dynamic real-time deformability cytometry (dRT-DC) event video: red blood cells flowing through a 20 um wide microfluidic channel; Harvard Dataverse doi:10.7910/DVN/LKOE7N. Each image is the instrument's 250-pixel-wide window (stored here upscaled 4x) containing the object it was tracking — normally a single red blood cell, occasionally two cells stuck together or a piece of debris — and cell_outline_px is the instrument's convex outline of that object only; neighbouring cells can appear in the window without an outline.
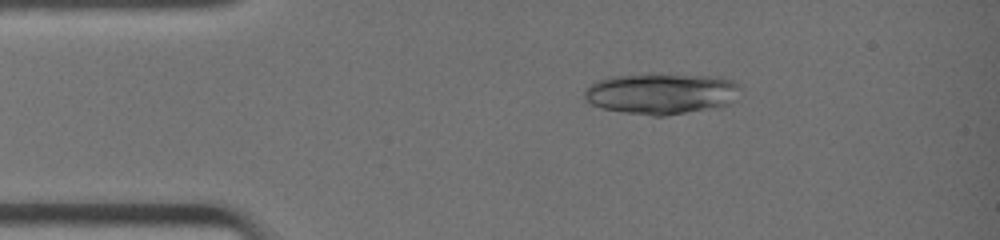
{"species": "common noctule bat (a hibernating species)", "species_latin": "Nyctalus noctula", "temperature_condition": "warm", "stored_images_in_passage": 40, "camera_frame_rate_fps": 3000, "um_per_image_px": 0.085, "animal": {"sex": "female", "body_mass_g": 19.0, "forearm_length_mm": 51.5}, "frame": {"image": 1, "passage_image": 7, "time_ms": 2.0, "image_size_px": [1000, 240], "cell_outline_px": [[736, 88], [728, 104], [664, 116], [652, 116], [624, 112], [604, 108], [592, 104], [584, 100], [584, 92], [596, 80], [612, 76], [652, 72], [716, 76], [732, 80], [736, 84]], "centroid_in_image_um": [56.1, 7.91], "position_along_channel_um": 28.9, "area_um2": 37.05}}